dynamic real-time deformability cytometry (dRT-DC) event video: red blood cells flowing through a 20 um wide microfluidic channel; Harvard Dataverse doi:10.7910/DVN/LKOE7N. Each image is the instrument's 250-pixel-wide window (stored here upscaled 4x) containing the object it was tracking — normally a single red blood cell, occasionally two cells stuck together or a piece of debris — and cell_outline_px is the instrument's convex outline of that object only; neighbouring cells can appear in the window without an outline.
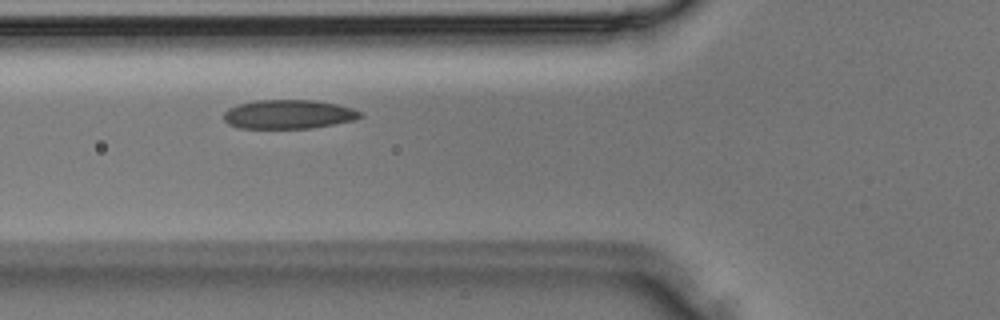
{"species": "Egyptian fruit bat (a non-hibernating species)", "species_latin": "Rousettus aegyptiacus", "temperature_condition": "room temperature", "stored_images_in_passage": 25, "camera_frame_rate_fps": 3000, "um_per_image_px": 0.085, "animal": {"sex": "male"}, "frame": {"image": 1, "passage_image": 6, "time_ms": 1.667, "image_size_px": [1000, 320], "cell_outline_px": [[364, 116], [356, 120], [308, 128], [240, 128], [228, 124], [224, 120], [224, 112], [228, 108], [240, 104], [256, 100], [312, 100], [336, 104], [352, 108], [360, 112]], "centroid_in_image_um": [24.52, 9.71], "position_along_channel_um": 101.3, "area_um2": 22.95}}
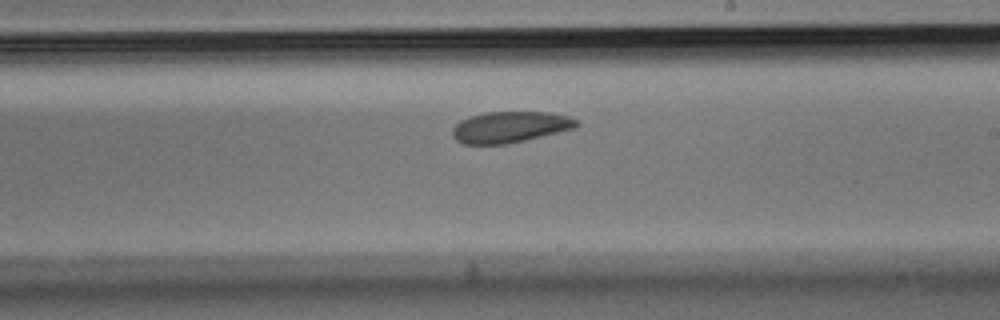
{"frame": {"image": 2, "passage_image": 14, "time_ms": 4.333, "image_size_px": [1000, 320], "cell_outline_px": [[580, 124], [576, 128], [508, 144], [464, 144], [456, 140], [452, 136], [452, 128], [460, 120], [484, 112], [552, 112], [568, 116], [576, 120]], "centroid_in_image_um": [43.35, 10.8], "position_along_channel_um": 245.6, "area_um2": 22.6}}
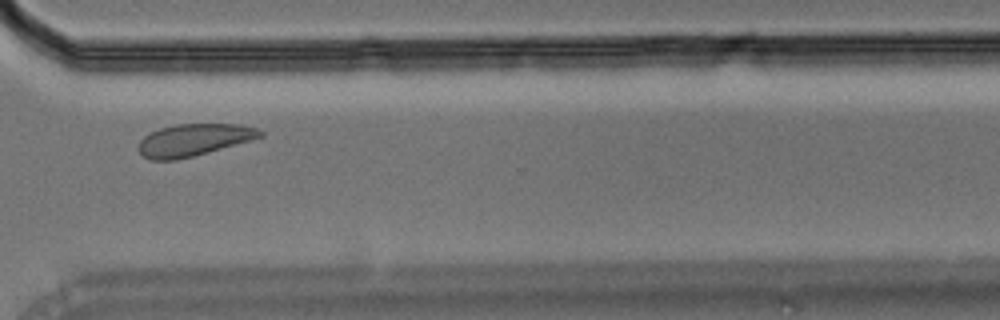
{"frame": {"image": 3, "passage_image": 20, "time_ms": 6.333, "image_size_px": [1000, 320], "cell_outline_px": [[264, 136], [252, 140], [192, 156], [176, 160], [148, 160], [136, 148], [140, 140], [144, 136], [160, 128], [176, 124], [240, 124], [256, 128], [264, 132]], "centroid_in_image_um": [16.46, 11.89], "position_along_channel_um": 354.1, "area_um2": 22.72}}